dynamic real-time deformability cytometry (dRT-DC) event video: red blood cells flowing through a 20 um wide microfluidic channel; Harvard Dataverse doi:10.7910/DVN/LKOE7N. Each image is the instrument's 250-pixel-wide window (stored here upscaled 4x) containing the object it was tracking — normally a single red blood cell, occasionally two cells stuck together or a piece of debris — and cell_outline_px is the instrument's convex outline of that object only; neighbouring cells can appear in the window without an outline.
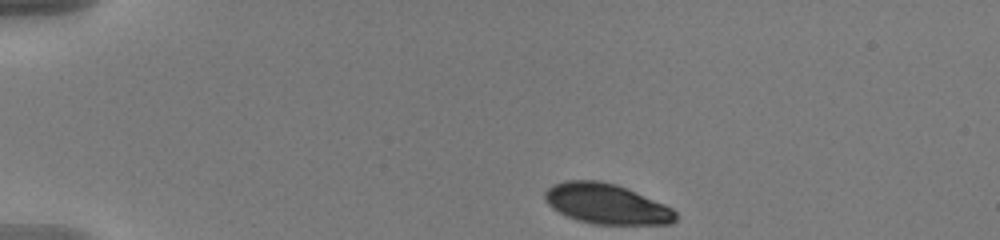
{"species": "human", "species_latin": "Homo sapiens", "temperature_condition": "warm", "stored_images_in_passage": 46, "camera_frame_rate_fps": 3000, "um_per_image_px": 0.085, "donor": {"sex": "male"}, "frame": {"image": 1, "passage_image": 1, "time_ms": 0.0, "image_size_px": [1000, 240], "cell_outline_px": [[676, 220], [672, 224], [592, 224], [576, 220], [552, 208], [544, 200], [544, 192], [552, 184], [564, 180], [600, 180], [616, 184], [664, 204], [672, 208], [676, 212]], "centroid_in_image_um": [51.52, 17.32], "position_along_channel_um": 33.5, "area_um2": 30.69}}
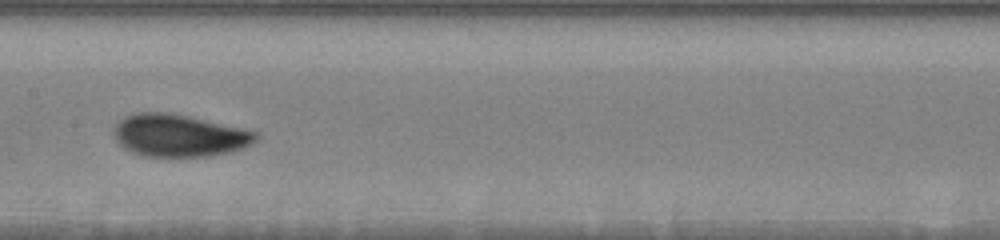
{"frame": {"image": 2, "passage_image": 20, "time_ms": 6.333, "image_size_px": [1000, 240], "cell_outline_px": [[260, 136], [252, 144], [244, 148], [228, 152], [208, 156], [144, 156], [132, 152], [124, 148], [116, 140], [112, 132], [116, 124], [124, 116], [136, 112], [172, 112], [244, 128], [260, 132]], "centroid_in_image_um": [15.25, 11.5], "position_along_channel_um": 192.2, "area_um2": 35.43}}
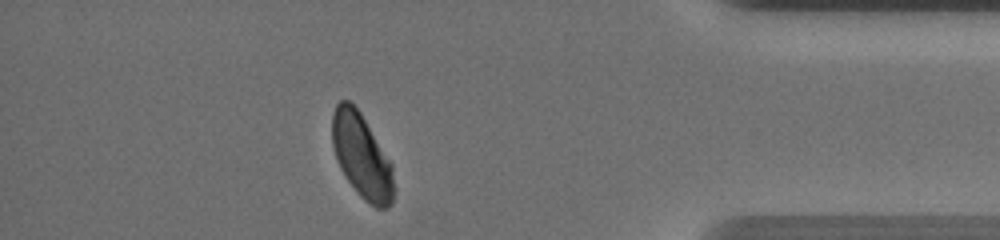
{"frame": {"image": 3, "passage_image": 40, "time_ms": 13.0, "image_size_px": [1000, 240], "cell_outline_px": [[392, 204], [388, 208], [376, 208], [364, 200], [356, 192], [340, 168], [332, 144], [332, 112], [336, 104], [340, 100], [348, 100], [360, 112], [392, 164]], "centroid_in_image_um": [30.72, 13.26], "position_along_channel_um": 404.5, "area_um2": 29.88}, "authors_computed_cell_mechanics": {"area_um2": 32.6859, "velocity_mm_per_s": 3.6125, "shape_relaxation_time_tau1_ms": 2.5195, "shape_relaxation_time_tau2_ms": null, "deformation_change_tau1": 0.1264, "deformation_change_tau2": null}}